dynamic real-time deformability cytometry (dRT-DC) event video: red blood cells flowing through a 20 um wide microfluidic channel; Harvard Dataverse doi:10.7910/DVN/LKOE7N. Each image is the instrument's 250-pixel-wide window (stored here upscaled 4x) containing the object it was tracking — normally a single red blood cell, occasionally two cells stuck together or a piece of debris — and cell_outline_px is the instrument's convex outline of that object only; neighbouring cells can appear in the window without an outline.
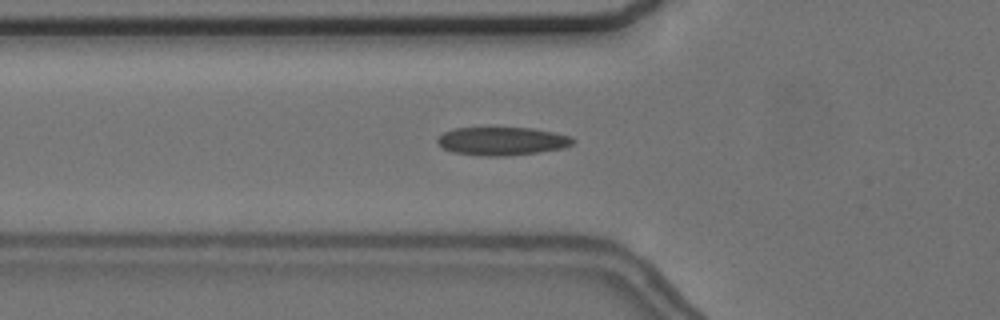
{"species": "common noctule bat (a hibernating species)", "species_latin": "Nyctalus noctula", "temperature_condition": "cold", "stored_images_in_passage": 4, "camera_frame_rate_fps": 3000, "um_per_image_px": 0.085, "animal": {"sex": "female", "body_mass_g": 24.6, "forearm_length_mm": 56.2}, "frame": {"image": 1, "passage_image": 2, "time_ms": 0.333, "image_size_px": [1000, 320], "cell_outline_px": [[576, 140], [572, 144], [564, 148], [536, 152], [504, 156], [480, 156], [452, 152], [444, 148], [436, 140], [444, 132], [456, 128], [532, 128], [572, 136]], "centroid_in_image_um": [42.69, 12.0], "position_along_channel_um": 83.1, "area_um2": 22.14}}